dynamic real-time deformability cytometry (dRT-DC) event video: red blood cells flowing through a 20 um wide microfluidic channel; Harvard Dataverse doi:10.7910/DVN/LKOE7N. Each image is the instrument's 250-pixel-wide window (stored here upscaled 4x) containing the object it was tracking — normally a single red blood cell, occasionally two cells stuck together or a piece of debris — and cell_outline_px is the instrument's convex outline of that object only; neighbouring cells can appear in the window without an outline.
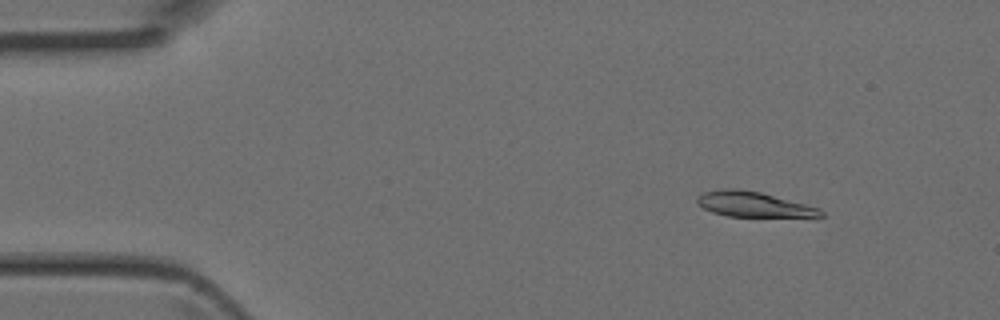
{"species": "Egyptian fruit bat (a non-hibernating species)", "species_latin": "Rousettus aegyptiacus", "temperature_condition": "room temperature", "stored_images_in_passage": 4, "camera_frame_rate_fps": 3000, "um_per_image_px": 0.085, "animal": {"sex": "female"}, "frame": {"image": 1, "passage_image": 2, "time_ms": 0.333, "image_size_px": [1000, 320], "cell_outline_px": [[824, 216], [816, 220], [728, 216], [712, 212], [696, 204], [696, 196], [704, 192], [724, 188], [736, 188], [760, 192], [820, 208], [824, 212]], "centroid_in_image_um": [64.21, 17.43], "position_along_channel_um": 20.8, "area_um2": 19.31}}
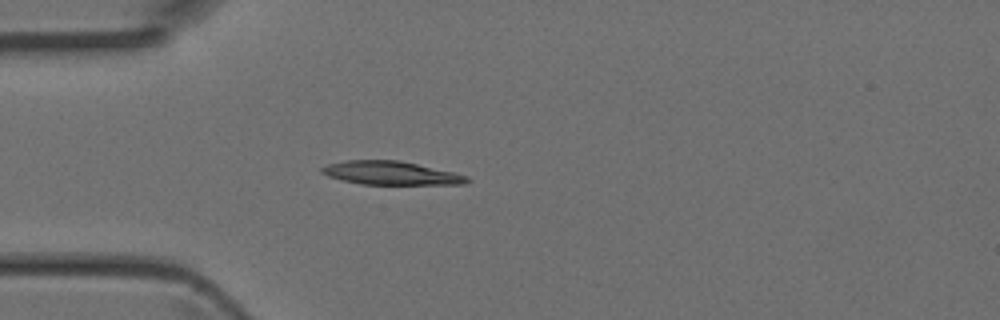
{"frame": {"image": 2, "passage_image": 4, "time_ms": 1.0, "image_size_px": [1000, 320], "cell_outline_px": [[468, 184], [360, 184], [328, 176], [320, 172], [320, 168], [328, 164], [348, 160], [400, 160], [456, 172], [468, 176]], "centroid_in_image_um": [33.26, 14.7], "position_along_channel_um": 51.7, "area_um2": 19.88}}